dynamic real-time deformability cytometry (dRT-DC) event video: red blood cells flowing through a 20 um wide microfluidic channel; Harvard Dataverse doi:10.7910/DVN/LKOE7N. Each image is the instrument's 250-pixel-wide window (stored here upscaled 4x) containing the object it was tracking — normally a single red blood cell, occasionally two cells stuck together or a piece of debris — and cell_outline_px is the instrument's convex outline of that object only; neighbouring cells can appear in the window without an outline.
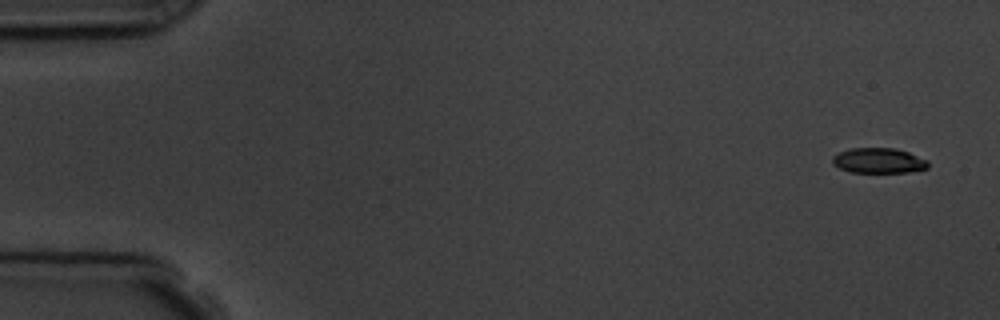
{"species": "common noctule bat (a hibernating species)", "species_latin": "Nyctalus noctula", "temperature_condition": "room temperature", "stored_images_in_passage": 4, "camera_frame_rate_fps": 3000, "um_per_image_px": 0.085, "animal": {"sex": "male", "body_mass_g": 19.5, "forearm_length_mm": 54.6}, "frame": {"image": 1, "passage_image": 1, "time_ms": 0.0, "image_size_px": [1000, 320], "cell_outline_px": [[928, 168], [908, 172], [852, 172], [840, 168], [832, 164], [832, 156], [848, 148], [896, 148], [908, 152], [928, 160]], "centroid_in_image_um": [74.68, 13.64], "position_along_channel_um": 10.3, "area_um2": 14.05}}
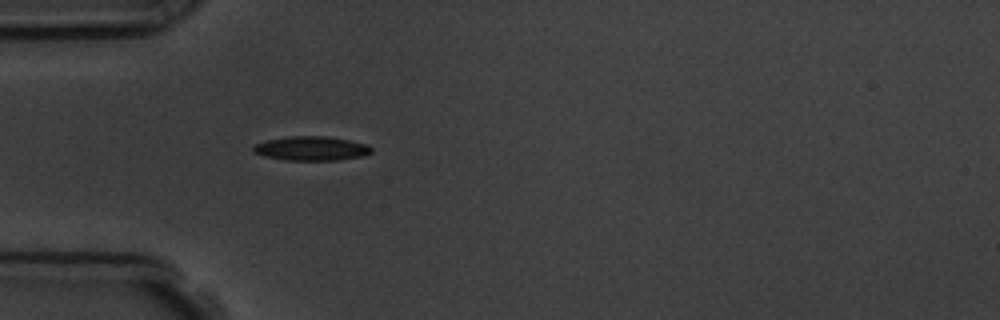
{"frame": {"image": 2, "passage_image": 4, "time_ms": 4.667, "image_size_px": [1000, 320], "cell_outline_px": [[372, 152], [360, 156], [336, 160], [284, 160], [264, 156], [252, 152], [252, 144], [268, 140], [288, 136], [324, 136], [348, 140], [368, 144], [372, 148]], "centroid_in_image_um": [26.41, 12.61], "position_along_channel_um": 58.6, "area_um2": 16.65}}